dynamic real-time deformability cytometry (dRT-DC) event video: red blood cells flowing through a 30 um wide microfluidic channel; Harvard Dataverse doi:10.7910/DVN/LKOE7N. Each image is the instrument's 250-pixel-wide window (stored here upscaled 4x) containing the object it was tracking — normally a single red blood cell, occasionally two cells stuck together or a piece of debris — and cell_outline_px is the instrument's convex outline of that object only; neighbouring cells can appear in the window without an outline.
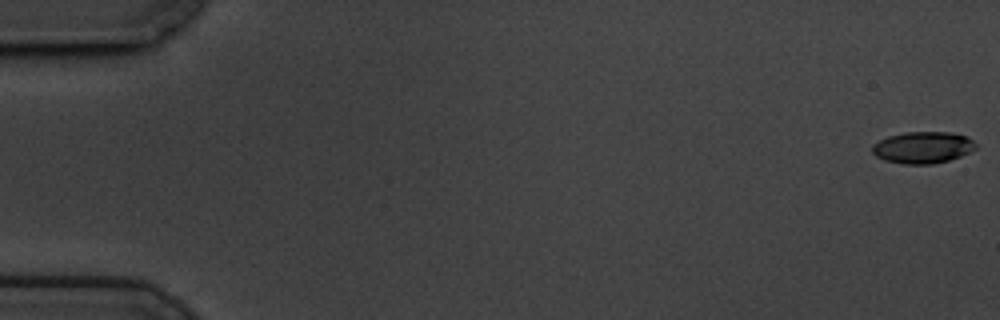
{"species": "common noctule bat (a hibernating species)", "species_latin": "Nyctalus noctula", "temperature_condition": "cold", "stored_images_in_passage": 60, "camera_frame_rate_fps": 3000, "um_per_image_px": 0.085, "animal": {"sex": "male", "body_mass_g": 19.5, "forearm_length_mm": 54.6}, "frame": {"image": 1, "passage_image": 1, "time_ms": 0.0, "image_size_px": [1000, 320], "cell_outline_px": [[976, 148], [960, 156], [948, 160], [932, 164], [904, 164], [884, 160], [876, 156], [872, 152], [872, 144], [888, 136], [904, 132], [952, 132], [968, 136], [976, 144]], "centroid_in_image_um": [78.43, 12.52], "position_along_channel_um": 6.6, "area_um2": 19.13}}
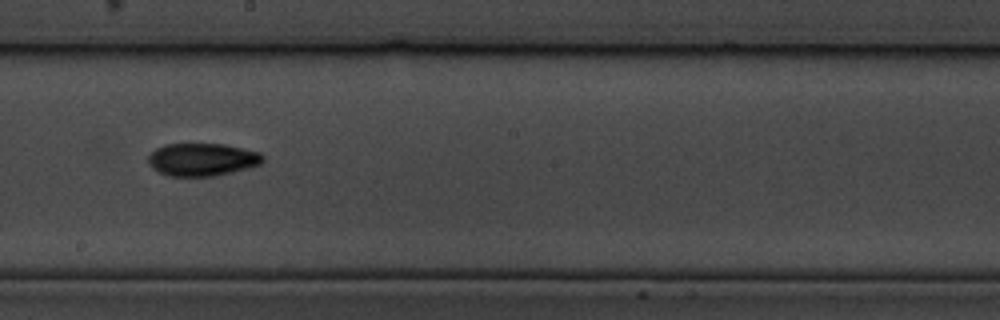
{"frame": {"image": 2, "passage_image": 34, "time_ms": 11.0, "image_size_px": [1000, 320], "cell_outline_px": [[264, 160], [260, 164], [248, 168], [216, 176], [168, 176], [152, 168], [148, 164], [148, 156], [156, 148], [164, 144], [224, 144], [260, 152], [264, 156]], "centroid_in_image_um": [17.18, 13.56], "position_along_channel_um": 231.0, "area_um2": 21.96}}
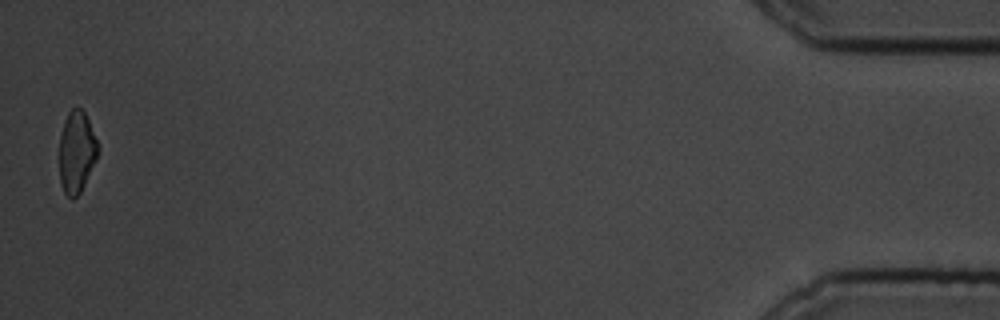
{"frame": {"image": 3, "passage_image": 59, "time_ms": 19.333, "image_size_px": [1000, 320], "cell_outline_px": [[100, 148], [96, 160], [80, 192], [72, 200], [64, 192], [60, 184], [60, 136], [64, 120], [68, 112], [76, 104], [84, 112], [88, 120]], "centroid_in_image_um": [6.51, 12.89], "position_along_channel_um": 428.7, "area_um2": 18.38}, "authors_computed_cell_mechanics": {"area_um2": 20.5768, "velocity_mm_per_s": 3.4376, "shape_relaxation_time_tau1_ms": 4.7299, "shape_relaxation_time_tau2_ms": 5.6175, "deformation_change_tau1": 0.1387, "deformation_change_tau2": 0.1036}}